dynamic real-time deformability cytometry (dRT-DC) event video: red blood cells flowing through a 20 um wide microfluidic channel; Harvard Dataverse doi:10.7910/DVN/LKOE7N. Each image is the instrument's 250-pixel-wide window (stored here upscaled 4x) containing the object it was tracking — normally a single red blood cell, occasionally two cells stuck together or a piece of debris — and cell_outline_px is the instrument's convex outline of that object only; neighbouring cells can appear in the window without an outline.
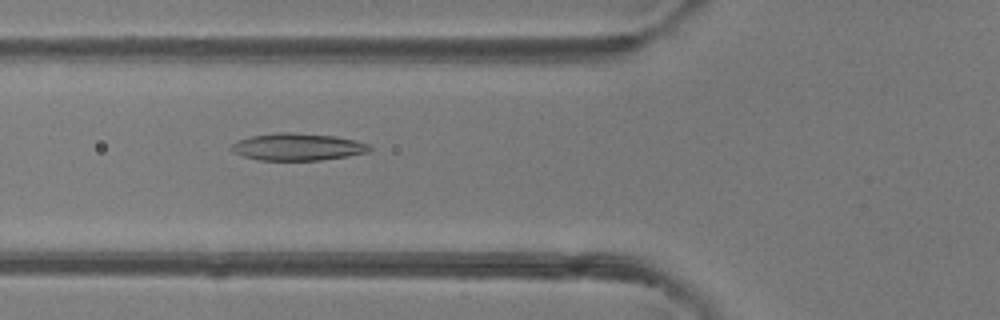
{"species": "common noctule bat (a hibernating species)", "species_latin": "Nyctalus noctula", "temperature_condition": "room temperature", "stored_images_in_passage": 33, "camera_frame_rate_fps": 3000, "um_per_image_px": 0.085, "animal": {"sex": "female"}, "frame": {"image": 1, "passage_image": 3, "time_ms": 0.667, "image_size_px": [1000, 320], "cell_outline_px": [[372, 148], [368, 152], [348, 156], [320, 160], [260, 160], [244, 156], [228, 148], [232, 144], [240, 140], [252, 136], [276, 132], [292, 132], [336, 136], [356, 140], [368, 144]], "centroid_in_image_um": [25.33, 12.48], "position_along_channel_um": 100.5, "area_um2": 21.79}}
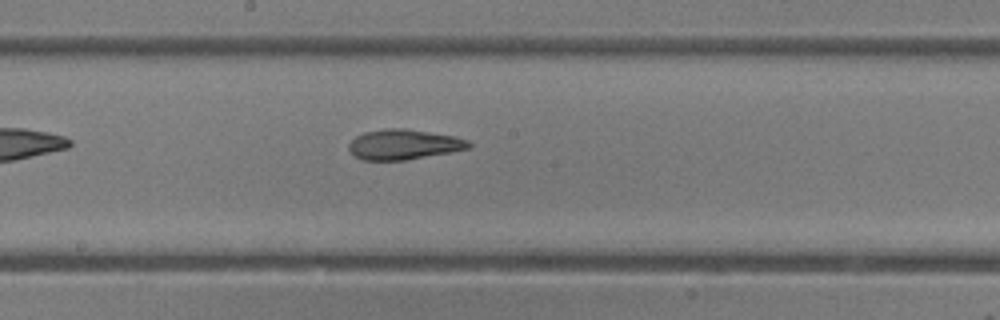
{"frame": {"image": 2, "passage_image": 11, "time_ms": 3.333, "image_size_px": [1000, 320], "cell_outline_px": [[472, 144], [468, 148], [452, 152], [404, 160], [360, 160], [348, 148], [348, 144], [356, 136], [364, 132], [388, 128], [404, 128], [456, 136], [468, 140]], "centroid_in_image_um": [34.32, 12.27], "position_along_channel_um": 213.9, "area_um2": 21.04}}
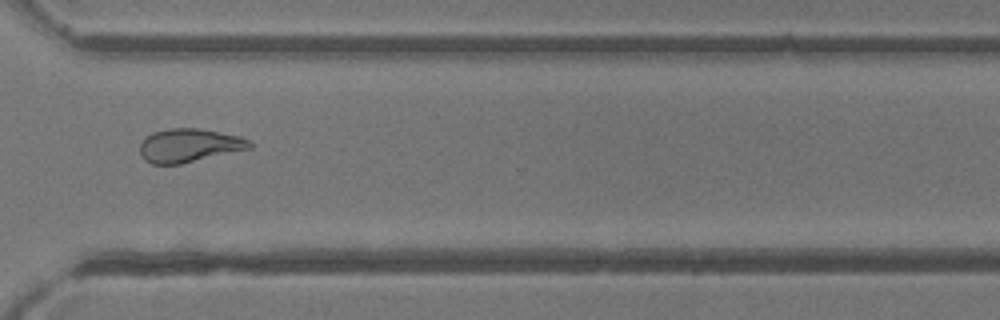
{"frame": {"image": 3, "passage_image": 21, "time_ms": 6.667, "image_size_px": [1000, 320], "cell_outline_px": [[252, 148], [180, 164], [152, 164], [144, 160], [140, 156], [140, 144], [152, 132], [168, 128], [196, 128], [220, 132], [240, 136], [252, 140]], "centroid_in_image_um": [16.09, 12.36], "position_along_channel_um": 354.5, "area_um2": 21.5}, "authors_computed_cell_mechanics": {"area_um2": 21.5016, "velocity_mm_per_s": 4.2281, "shape_relaxation_time_tau1_ms": null, "shape_relaxation_time_tau2_ms": 2.2758, "deformation_change_tau1": null, "deformation_change_tau2": 0.0964}}